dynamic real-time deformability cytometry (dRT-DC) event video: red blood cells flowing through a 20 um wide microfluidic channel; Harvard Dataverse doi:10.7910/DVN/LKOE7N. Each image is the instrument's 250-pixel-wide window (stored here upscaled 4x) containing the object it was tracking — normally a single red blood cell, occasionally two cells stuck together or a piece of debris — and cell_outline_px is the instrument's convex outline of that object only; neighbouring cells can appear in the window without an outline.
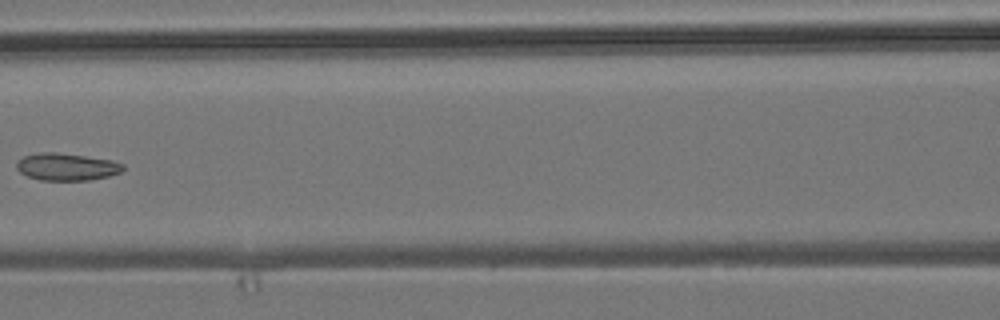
{"species": "common noctule bat (a hibernating species)", "species_latin": "Nyctalus noctula", "temperature_condition": "room temperature", "stored_images_in_passage": 7, "camera_frame_rate_fps": 3000, "um_per_image_px": 0.085, "animal": {"sex": "male", "body_mass_g": 19.2, "forearm_length_mm": 51.8}, "frame": {"image": 1, "passage_image": 7, "time_ms": 7.0, "image_size_px": [1000, 320], "cell_outline_px": [[124, 168], [120, 172], [108, 176], [88, 180], [40, 180], [28, 176], [20, 172], [16, 168], [16, 164], [24, 156], [40, 152], [56, 152], [112, 160], [124, 164]], "centroid_in_image_um": [5.66, 14.18], "position_along_channel_um": 160.9, "area_um2": 16.76}}